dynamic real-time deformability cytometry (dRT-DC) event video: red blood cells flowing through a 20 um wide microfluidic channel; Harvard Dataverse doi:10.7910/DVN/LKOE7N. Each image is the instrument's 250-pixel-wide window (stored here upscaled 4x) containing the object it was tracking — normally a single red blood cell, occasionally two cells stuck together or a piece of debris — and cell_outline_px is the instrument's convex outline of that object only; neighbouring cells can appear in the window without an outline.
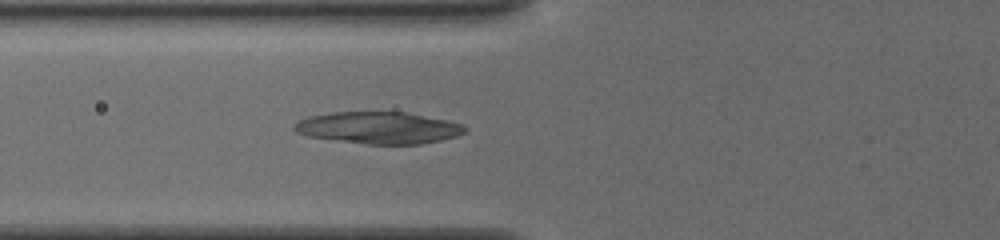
{"species": "common noctule bat (a hibernating species)", "species_latin": "Nyctalus noctula", "temperature_condition": "cold", "stored_images_in_passage": 53, "camera_frame_rate_fps": 3000, "um_per_image_px": 0.085, "animal": {"sex": "female", "body_mass_g": 19.5, "forearm_length_mm": 54.1}, "frame": {"image": 1, "passage_image": 22, "time_ms": 7.0, "image_size_px": [1000, 240], "cell_outline_px": [[468, 132], [456, 136], [440, 140], [420, 144], [364, 144], [308, 136], [296, 132], [292, 128], [300, 120], [308, 116], [332, 112], [408, 112], [448, 120], [460, 124], [468, 128]], "centroid_in_image_um": [32.21, 10.86], "position_along_channel_um": 93.6, "area_um2": 31.73}}
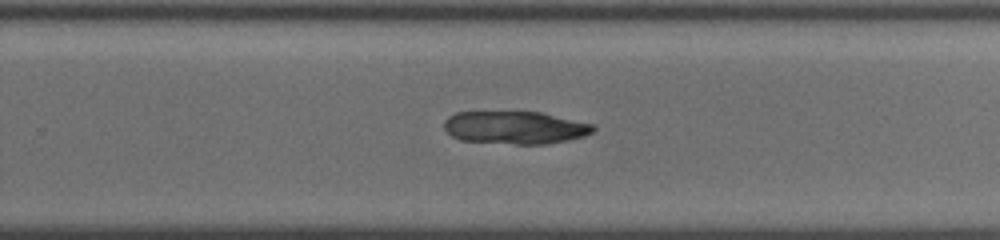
{"frame": {"image": 2, "passage_image": 37, "time_ms": 12.0, "image_size_px": [1000, 240], "cell_outline_px": [[596, 128], [592, 132], [584, 136], [568, 140], [548, 144], [516, 144], [460, 140], [452, 136], [444, 128], [444, 120], [448, 116], [456, 112], [540, 112], [596, 124]], "centroid_in_image_um": [43.8, 10.84], "position_along_channel_um": 286.0, "area_um2": 28.61}}
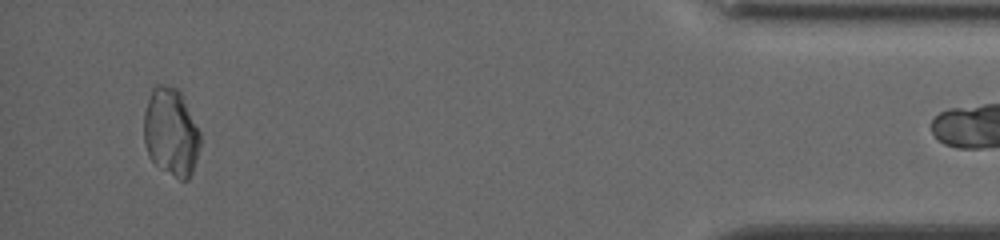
{"frame": {"image": 3, "passage_image": 52, "time_ms": 17.0, "image_size_px": [1000, 240], "cell_outline_px": [[200, 144], [196, 160], [192, 172], [188, 180], [180, 180], [156, 164], [148, 156], [144, 144], [144, 112], [152, 84], [164, 84], [176, 88], [180, 92], [200, 132]], "centroid_in_image_um": [14.51, 11.2], "position_along_channel_um": 420.7, "area_um2": 28.9}}